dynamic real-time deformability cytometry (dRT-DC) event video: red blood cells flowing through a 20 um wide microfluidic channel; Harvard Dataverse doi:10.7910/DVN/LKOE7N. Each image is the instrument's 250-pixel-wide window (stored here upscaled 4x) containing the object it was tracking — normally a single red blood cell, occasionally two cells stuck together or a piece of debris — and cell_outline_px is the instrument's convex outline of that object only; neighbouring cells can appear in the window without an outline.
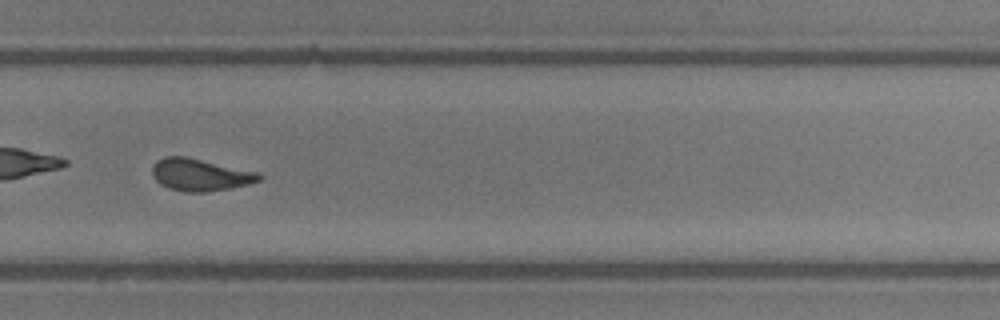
{"species": "common noctule bat (a hibernating species)", "species_latin": "Nyctalus noctula", "temperature_condition": "room temperature", "stored_images_in_passage": 33, "camera_frame_rate_fps": 3000, "um_per_image_px": 0.085, "animal": {"sex": "male", "body_mass_g": 13.3}, "frame": {"image": 1, "passage_image": 19, "time_ms": 6.0, "image_size_px": [1000, 320], "cell_outline_px": [[264, 176], [260, 180], [248, 184], [232, 188], [208, 192], [184, 192], [168, 188], [160, 184], [152, 176], [152, 168], [156, 160], [164, 156], [184, 156], [256, 172]], "centroid_in_image_um": [16.97, 14.87], "position_along_channel_um": 312.8, "area_um2": 20.0}, "authors_computed_cell_mechanics": {"area_um2": 19.8254, "velocity_mm_per_s": 4.2675, "shape_relaxation_time_tau1_ms": 8.0801, "shape_relaxation_time_tau2_ms": 0.2681, "deformation_change_tau1": 0.2395, "deformation_change_tau2": 0.0575}}